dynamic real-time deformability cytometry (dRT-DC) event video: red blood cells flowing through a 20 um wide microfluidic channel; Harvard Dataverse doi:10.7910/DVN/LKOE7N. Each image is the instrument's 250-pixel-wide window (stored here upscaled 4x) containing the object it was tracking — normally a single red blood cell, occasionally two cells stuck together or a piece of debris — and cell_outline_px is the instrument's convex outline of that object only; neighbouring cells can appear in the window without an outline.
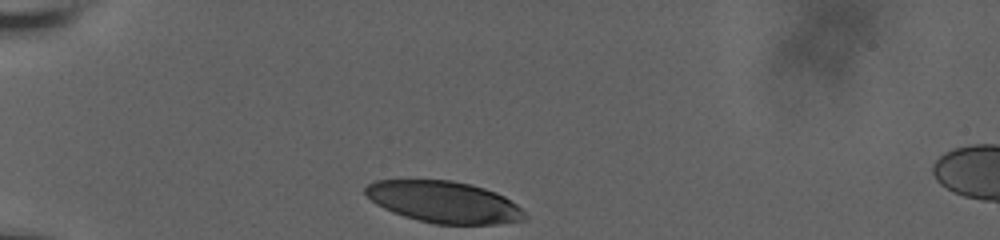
{"species": "human", "species_latin": "Homo sapiens", "temperature_condition": "room temperature", "stored_images_in_passage": 8, "camera_frame_rate_fps": 3000, "um_per_image_px": 0.085, "donor": {"sex": "male"}, "frame": {"image": 1, "passage_image": 1, "time_ms": 0.0, "image_size_px": [1000, 240], "cell_outline_px": [[528, 216], [524, 220], [496, 224], [436, 224], [404, 216], [392, 212], [376, 204], [364, 192], [364, 188], [368, 184], [376, 180], [452, 180], [472, 184], [496, 192], [504, 196], [516, 204]], "centroid_in_image_um": [37.74, 17.16], "position_along_channel_um": 47.3, "area_um2": 38.55}}
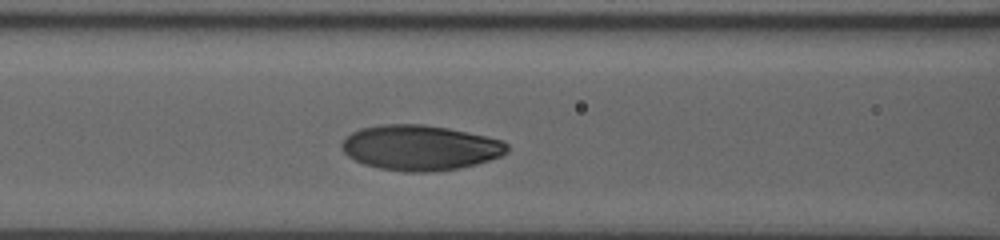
{"frame": {"image": 2, "passage_image": 6, "time_ms": 3.333, "image_size_px": [1000, 240], "cell_outline_px": [[508, 152], [500, 156], [476, 164], [460, 168], [432, 172], [404, 172], [380, 168], [364, 164], [348, 156], [340, 148], [340, 144], [352, 132], [360, 128], [380, 124], [424, 124], [448, 128], [504, 140], [508, 144]], "centroid_in_image_um": [35.71, 12.55], "position_along_channel_um": 130.9, "area_um2": 43.7}}
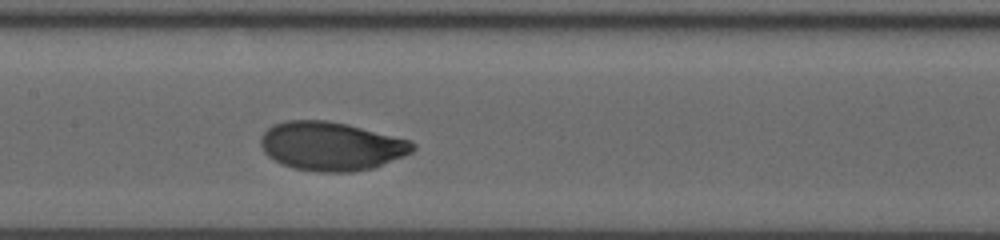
{"frame": {"image": 3, "passage_image": 8, "time_ms": 4.667, "image_size_px": [1000, 240], "cell_outline_px": [[416, 148], [412, 152], [404, 156], [372, 168], [352, 172], [320, 172], [292, 168], [280, 164], [268, 156], [264, 152], [260, 144], [260, 140], [264, 132], [268, 128], [276, 124], [288, 120], [328, 120], [348, 124], [412, 140], [416, 144]], "centroid_in_image_um": [28.17, 12.42], "position_along_channel_um": 179.2, "area_um2": 43.41}}